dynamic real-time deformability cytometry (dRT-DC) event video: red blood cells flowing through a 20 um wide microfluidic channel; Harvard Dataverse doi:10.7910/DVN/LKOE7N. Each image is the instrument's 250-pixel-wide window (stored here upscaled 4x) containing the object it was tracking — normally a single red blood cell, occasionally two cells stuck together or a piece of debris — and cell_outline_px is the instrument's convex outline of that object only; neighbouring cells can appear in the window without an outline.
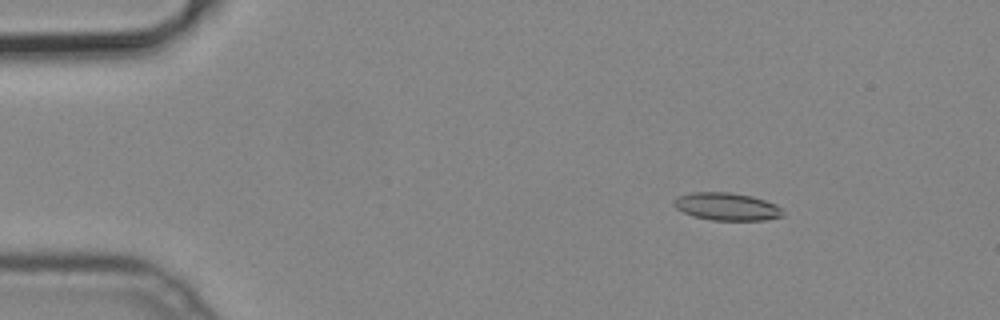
{"species": "common noctule bat (a hibernating species)", "species_latin": "Nyctalus noctula", "temperature_condition": "cold", "stored_images_in_passage": 52, "camera_frame_rate_fps": 3000, "um_per_image_px": 0.085, "animal": {"sex": "male", "body_mass_g": 19.2, "forearm_length_mm": 51.8}, "frame": {"image": 1, "passage_image": 8, "time_ms": 2.333, "image_size_px": [1000, 320], "cell_outline_px": [[784, 216], [764, 220], [712, 220], [692, 216], [676, 208], [672, 204], [676, 196], [688, 192], [728, 192], [752, 196], [776, 204], [784, 212]], "centroid_in_image_um": [61.75, 17.55], "position_along_channel_um": 23.3, "area_um2": 17.69}}
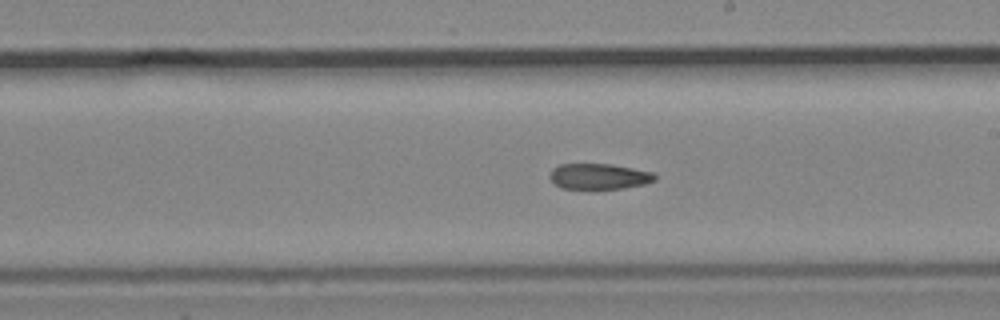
{"frame": {"image": 2, "passage_image": 30, "time_ms": 9.667, "image_size_px": [1000, 320], "cell_outline_px": [[656, 180], [644, 184], [624, 188], [560, 188], [548, 176], [552, 168], [560, 164], [612, 164], [652, 172], [656, 176]], "centroid_in_image_um": [50.9, 14.98], "position_along_channel_um": 238.1, "area_um2": 15.61}}
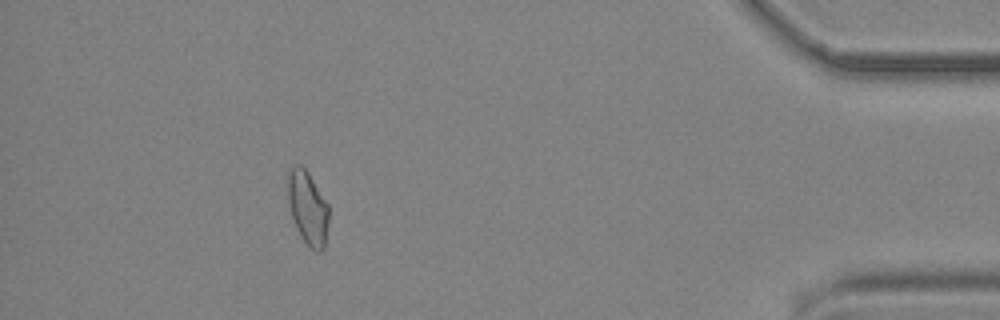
{"frame": {"image": 3, "passage_image": 47, "time_ms": 15.333, "image_size_px": [1000, 320], "cell_outline_px": [[328, 224], [324, 248], [320, 252], [316, 252], [300, 236], [296, 228], [292, 216], [288, 200], [288, 176], [292, 168], [296, 164], [300, 164], [308, 172], [328, 204]], "centroid_in_image_um": [26.17, 17.68], "position_along_channel_um": 409.0, "area_um2": 17.28}}